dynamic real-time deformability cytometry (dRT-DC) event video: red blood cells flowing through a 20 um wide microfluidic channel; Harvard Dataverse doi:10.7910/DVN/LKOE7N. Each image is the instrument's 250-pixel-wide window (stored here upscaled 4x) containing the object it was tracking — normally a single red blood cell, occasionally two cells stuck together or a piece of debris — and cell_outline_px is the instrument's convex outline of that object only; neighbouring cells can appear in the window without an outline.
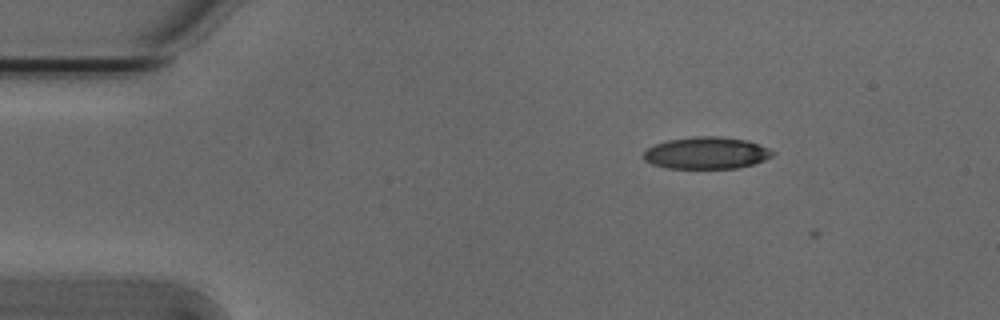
{"species": "Egyptian fruit bat (a non-hibernating species)", "species_latin": "Rousettus aegyptiacus", "temperature_condition": "cold", "stored_images_in_passage": 4, "camera_frame_rate_fps": 3000, "um_per_image_px": 0.085, "animal": {"sex": "male"}, "frame": {"image": 1, "passage_image": 1, "time_ms": 0.0, "image_size_px": [1000, 320], "cell_outline_px": [[776, 152], [772, 156], [764, 160], [752, 164], [736, 168], [668, 168], [652, 164], [644, 160], [644, 152], [648, 148], [656, 144], [668, 140], [692, 136], [720, 136], [748, 140], [768, 148]], "centroid_in_image_um": [60.06, 12.99], "position_along_channel_um": 24.9, "area_um2": 23.99}}